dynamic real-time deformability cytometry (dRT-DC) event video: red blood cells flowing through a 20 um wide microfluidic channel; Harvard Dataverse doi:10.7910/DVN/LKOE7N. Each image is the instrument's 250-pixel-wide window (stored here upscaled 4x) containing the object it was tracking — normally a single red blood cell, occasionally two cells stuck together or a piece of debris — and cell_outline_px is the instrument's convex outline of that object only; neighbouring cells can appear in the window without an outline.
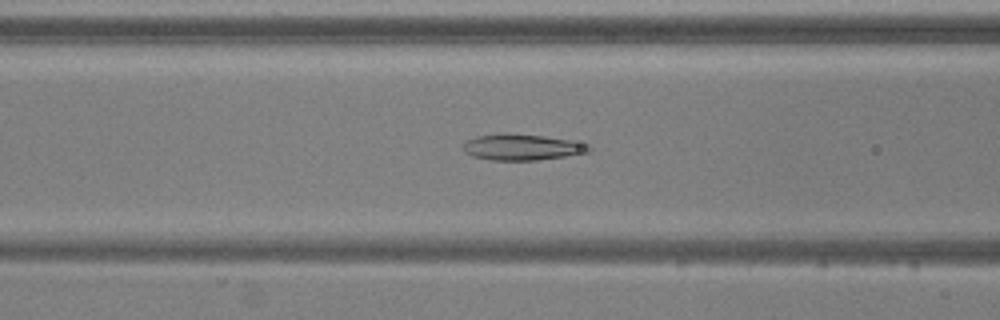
{"species": "common noctule bat (a hibernating species)", "species_latin": "Nyctalus noctula", "temperature_condition": "warm", "stored_images_in_passage": 49, "segment_of_instrument_passage": [1, 2], "camera_frame_rate_fps": 3000, "um_per_image_px": 0.085, "animal": {"sex": "male", "body_mass_g": 20.5, "forearm_length_mm": 52.5}, "frame": {"image": 1, "passage_image": 21, "time_ms": 6.667, "image_size_px": [1000, 320], "cell_outline_px": [[592, 152], [536, 160], [492, 160], [472, 156], [464, 152], [460, 148], [468, 140], [476, 136], [500, 132], [508, 132], [544, 136], [572, 140], [588, 144], [592, 148]], "centroid_in_image_um": [44.36, 12.49], "position_along_channel_um": 122.2, "area_um2": 19.48}}
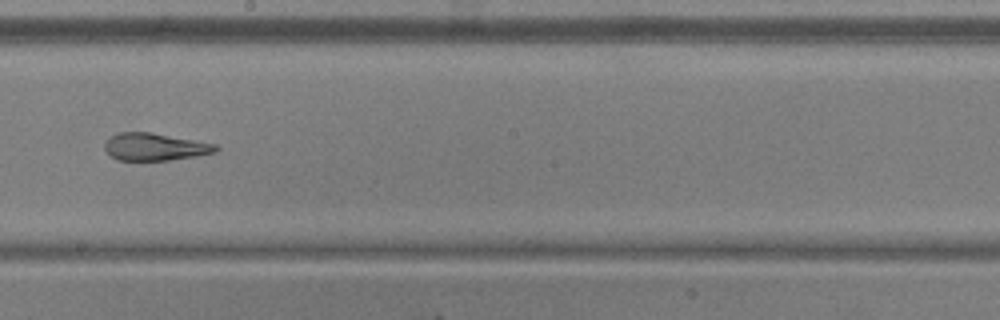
{"frame": {"image": 2, "passage_image": 30, "time_ms": 9.667, "image_size_px": [1000, 320], "cell_outline_px": [[220, 148], [216, 152], [196, 156], [168, 160], [116, 160], [104, 148], [104, 144], [108, 136], [120, 132], [152, 132], [216, 144]], "centroid_in_image_um": [13.15, 12.47], "position_along_channel_um": 235.0, "area_um2": 17.8}}
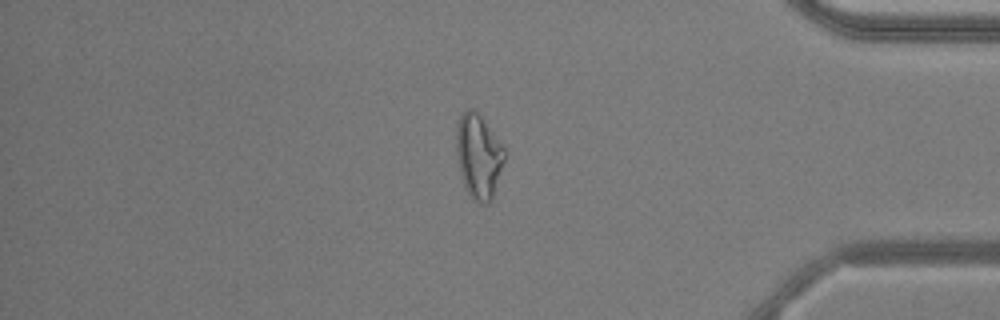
{"frame": {"image": 3, "passage_image": 45, "time_ms": 14.667, "image_size_px": [1000, 320], "cell_outline_px": [[504, 160], [492, 200], [488, 204], [476, 204], [472, 200], [460, 176], [456, 152], [456, 128], [460, 116], [468, 108], [472, 108], [484, 120], [504, 148]], "centroid_in_image_um": [40.66, 13.32], "position_along_channel_um": 394.5, "area_um2": 23.64}}